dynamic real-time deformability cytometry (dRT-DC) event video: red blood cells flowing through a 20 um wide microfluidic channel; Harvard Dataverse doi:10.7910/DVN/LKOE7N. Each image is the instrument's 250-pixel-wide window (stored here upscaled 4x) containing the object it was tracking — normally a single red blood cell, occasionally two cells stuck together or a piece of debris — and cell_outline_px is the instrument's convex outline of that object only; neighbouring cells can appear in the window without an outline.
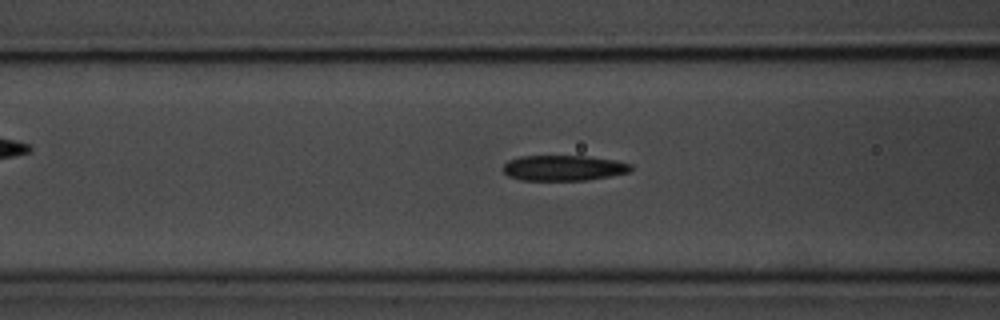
{"species": "common noctule bat (a hibernating species)", "species_latin": "Nyctalus noctula", "temperature_condition": "room temperature", "stored_images_in_passage": 39, "camera_frame_rate_fps": 3000, "um_per_image_px": 0.085, "animal": {"sex": "male", "body_mass_g": 20.1, "forearm_length_mm": 53.5}, "frame": {"image": 1, "passage_image": 11, "time_ms": 3.333, "image_size_px": [1000, 320], "cell_outline_px": [[632, 168], [628, 172], [588, 180], [520, 180], [508, 176], [504, 172], [504, 164], [508, 160], [520, 156], [584, 156], [616, 160], [632, 164]], "centroid_in_image_um": [47.89, 14.27], "position_along_channel_um": 118.7, "area_um2": 18.9}}
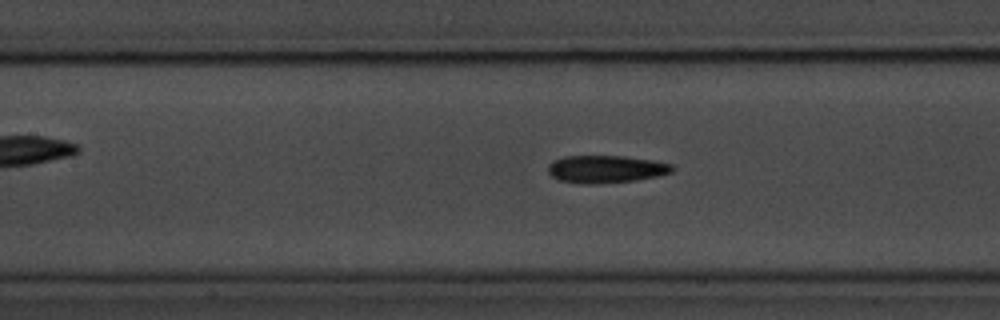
{"frame": {"image": 2, "passage_image": 14, "time_ms": 4.333, "image_size_px": [1000, 320], "cell_outline_px": [[676, 168], [672, 172], [656, 176], [636, 180], [592, 184], [584, 184], [560, 180], [552, 176], [548, 172], [548, 164], [552, 160], [564, 156], [624, 156], [656, 160], [672, 164]], "centroid_in_image_um": [51.52, 14.36], "position_along_channel_um": 155.9, "area_um2": 20.06}}
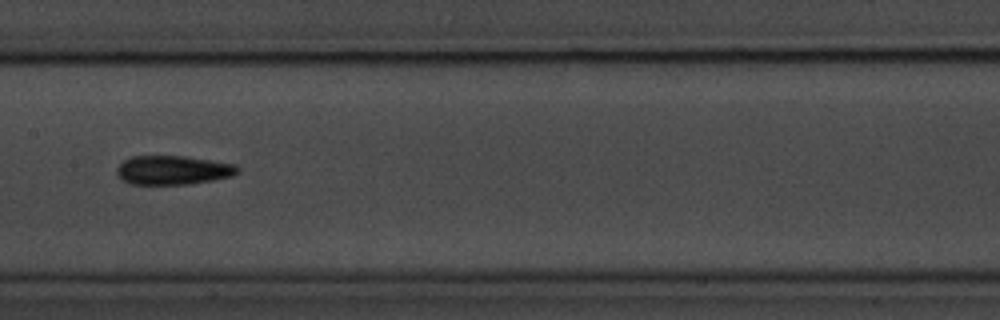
{"frame": {"image": 3, "passage_image": 17, "time_ms": 5.333, "image_size_px": [1000, 320], "cell_outline_px": [[240, 172], [232, 176], [212, 180], [188, 184], [128, 184], [116, 176], [116, 168], [124, 160], [132, 156], [184, 156], [236, 164], [240, 168]], "centroid_in_image_um": [14.69, 14.46], "position_along_channel_um": 192.7, "area_um2": 20.58}}